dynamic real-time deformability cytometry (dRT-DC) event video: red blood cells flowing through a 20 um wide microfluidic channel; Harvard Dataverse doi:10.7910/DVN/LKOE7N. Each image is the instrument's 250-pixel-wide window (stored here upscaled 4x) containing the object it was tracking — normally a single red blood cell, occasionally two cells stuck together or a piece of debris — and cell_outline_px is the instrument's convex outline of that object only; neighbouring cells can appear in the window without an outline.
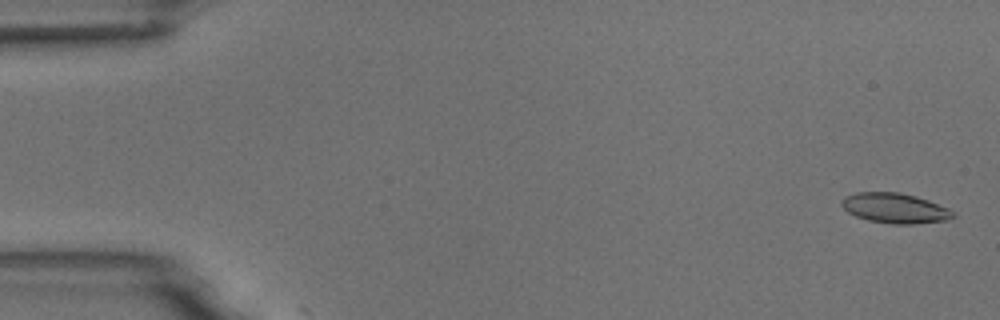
{"species": "common noctule bat (a hibernating species)", "species_latin": "Nyctalus noctula", "temperature_condition": "room temperature", "stored_images_in_passage": 5, "camera_frame_rate_fps": 3000, "um_per_image_px": 0.085, "animal": {"sex": "male", "body_mass_g": 18.8}, "frame": {"image": 1, "passage_image": 1, "time_ms": 0.0, "image_size_px": [1000, 320], "cell_outline_px": [[956, 216], [948, 220], [912, 224], [892, 224], [868, 220], [856, 216], [848, 212], [840, 204], [840, 200], [844, 196], [856, 192], [900, 192], [916, 196], [928, 200], [948, 208], [956, 212]], "centroid_in_image_um": [76.07, 17.69], "position_along_channel_um": 8.9, "area_um2": 19.71}}
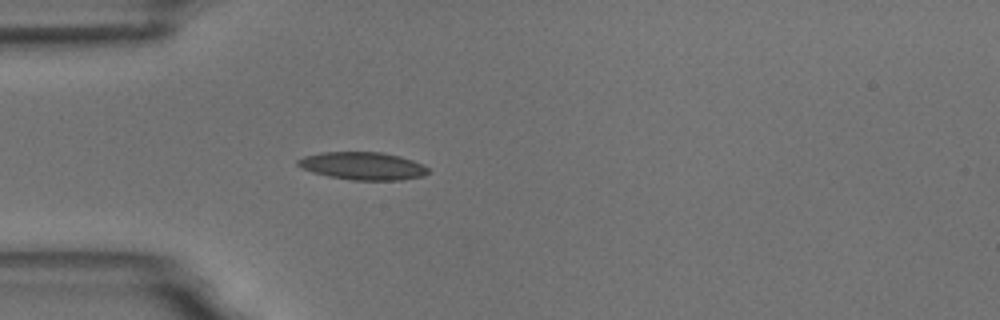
{"frame": {"image": 2, "passage_image": 5, "time_ms": 4.667, "image_size_px": [1000, 320], "cell_outline_px": [[432, 172], [424, 176], [400, 180], [352, 180], [328, 176], [312, 172], [300, 168], [296, 164], [296, 160], [304, 156], [320, 152], [380, 152], [400, 156], [424, 164]], "centroid_in_image_um": [30.84, 14.1], "position_along_channel_um": 54.2, "area_um2": 21.33}}